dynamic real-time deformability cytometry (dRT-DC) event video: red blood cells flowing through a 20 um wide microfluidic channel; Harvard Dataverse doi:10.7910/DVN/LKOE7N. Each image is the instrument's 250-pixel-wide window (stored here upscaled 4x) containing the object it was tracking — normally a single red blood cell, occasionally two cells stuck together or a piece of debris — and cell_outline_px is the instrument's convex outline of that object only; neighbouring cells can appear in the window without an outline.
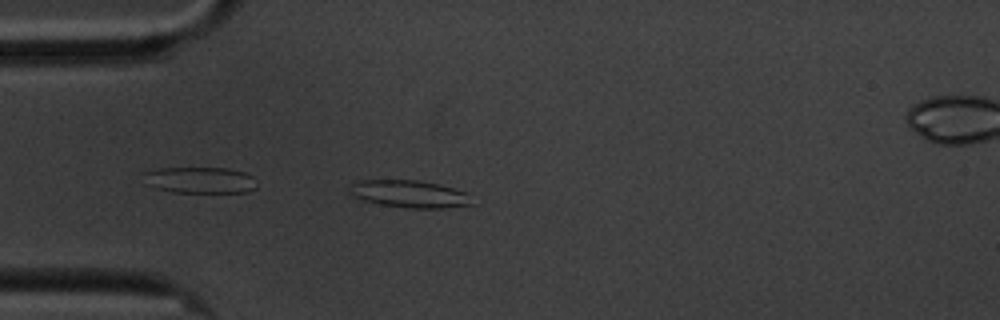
{"species": "common noctule bat (a hibernating species)", "species_latin": "Nyctalus noctula", "temperature_condition": "cold", "stored_images_in_passage": 45, "camera_frame_rate_fps": 3000, "um_per_image_px": 0.085, "animal": {"sex": "male", "body_mass_g": 20.1, "forearm_length_mm": 53.5}, "frame": {"image": 1, "passage_image": 2, "time_ms": 0.333, "image_size_px": [1000, 320], "cell_outline_px": [[476, 204], [444, 208], [408, 208], [380, 204], [364, 200], [348, 192], [352, 180], [416, 180], [440, 184], [468, 192]], "centroid_in_image_um": [34.85, 16.48], "position_along_channel_um": 50.1, "area_um2": 19.77}}
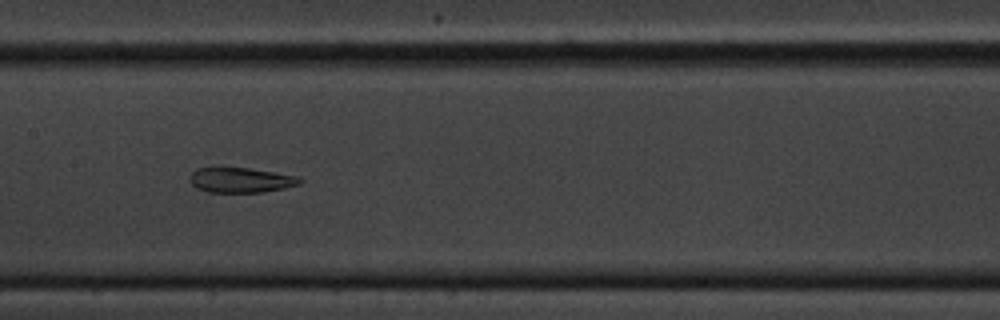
{"frame": {"image": 2, "passage_image": 15, "time_ms": 4.667, "image_size_px": [1000, 320], "cell_outline_px": [[304, 180], [300, 184], [284, 188], [260, 192], [208, 192], [196, 188], [192, 184], [192, 172], [196, 168], [216, 164], [220, 164], [248, 168], [300, 176]], "centroid_in_image_um": [20.44, 15.25], "position_along_channel_um": 187.0, "area_um2": 16.7}}
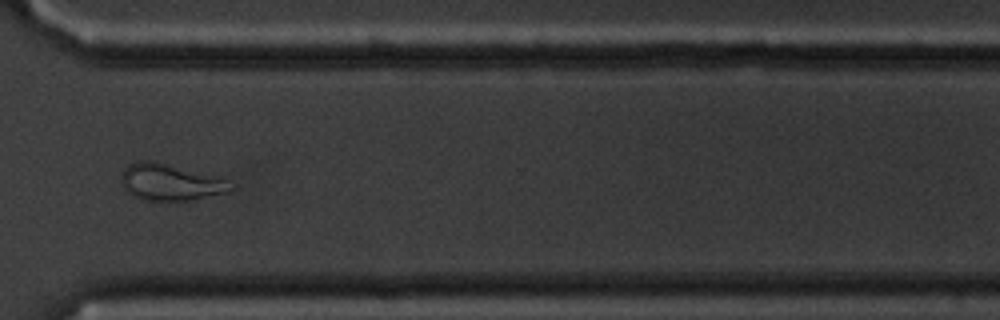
{"frame": {"image": 3, "passage_image": 30, "time_ms": 9.667, "image_size_px": [1000, 320], "cell_outline_px": [[236, 188], [228, 192], [192, 200], [144, 200], [132, 196], [124, 188], [120, 180], [124, 168], [128, 164], [140, 160], [156, 160], [220, 176], [236, 184]], "centroid_in_image_um": [14.54, 15.46], "position_along_channel_um": 356.1, "area_um2": 24.04}, "authors_computed_cell_mechanics": {"area_um2": 17.8024, "velocity_mm_per_s": 3.3912, "shape_relaxation_time_tau1_ms": null, "shape_relaxation_time_tau2_ms": 2.3343, "deformation_change_tau1": null, "deformation_change_tau2": 0.1146}}